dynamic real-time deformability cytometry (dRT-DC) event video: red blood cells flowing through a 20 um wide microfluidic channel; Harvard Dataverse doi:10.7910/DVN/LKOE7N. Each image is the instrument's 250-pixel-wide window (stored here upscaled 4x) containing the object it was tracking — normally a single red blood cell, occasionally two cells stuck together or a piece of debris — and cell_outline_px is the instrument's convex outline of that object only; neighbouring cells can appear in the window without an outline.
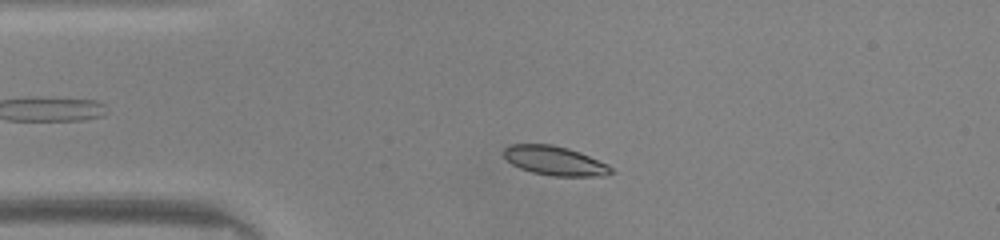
{"species": "common noctule bat (a hibernating species)", "species_latin": "Nyctalus noctula", "temperature_condition": "warm", "stored_images_in_passage": 45, "camera_frame_rate_fps": 3000, "um_per_image_px": 0.085, "animal": {"sex": "male", "body_mass_g": 20.0, "forearm_length_mm": 53.3}, "frame": {"image": 1, "passage_image": 7, "time_ms": 2.0, "image_size_px": [1000, 240], "cell_outline_px": [[616, 172], [604, 176], [552, 176], [532, 172], [520, 168], [512, 164], [504, 156], [504, 148], [508, 144], [552, 144], [568, 148], [580, 152], [608, 164]], "centroid_in_image_um": [47.18, 13.66], "position_along_channel_um": 37.8, "area_um2": 18.38}}
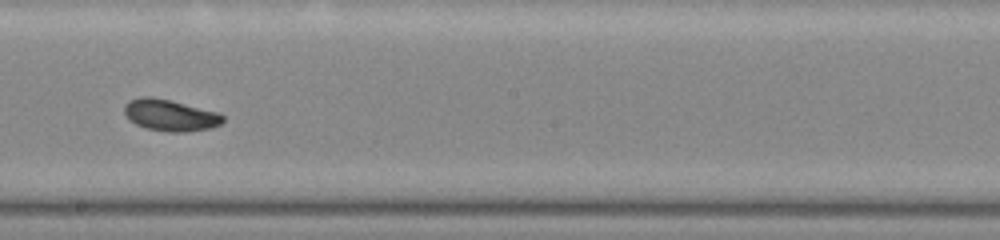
{"frame": {"image": 2, "passage_image": 23, "time_ms": 7.333, "image_size_px": [1000, 240], "cell_outline_px": [[224, 120], [220, 124], [208, 128], [184, 132], [168, 132], [148, 128], [136, 124], [124, 112], [124, 104], [128, 100], [140, 96], [152, 96], [220, 112], [224, 116]], "centroid_in_image_um": [14.47, 9.77], "position_along_channel_um": 233.7, "area_um2": 18.03}}
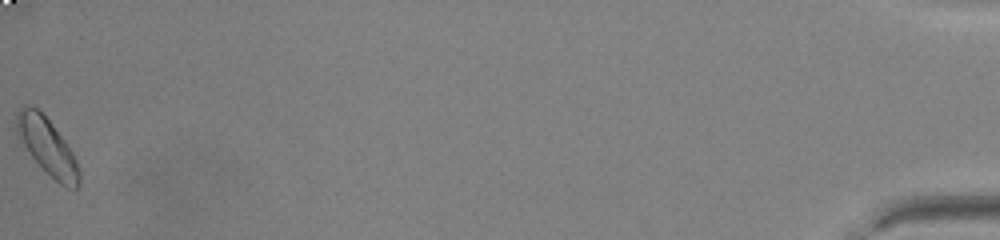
{"frame": {"image": 3, "passage_image": 45, "time_ms": 14.667, "image_size_px": [1000, 240], "cell_outline_px": [[80, 184], [76, 188], [64, 188], [32, 156], [20, 140], [16, 132], [16, 112], [24, 104], [28, 104], [36, 108], [52, 124], [64, 140], [72, 152], [80, 168]], "centroid_in_image_um": [4.02, 12.44], "position_along_channel_um": 431.2, "area_um2": 20.29}, "authors_computed_cell_mechanics": {"area_um2": 17.9758, "velocity_mm_per_s": 4.1379, "shape_relaxation_time_tau1_ms": 6.5366, "shape_relaxation_time_tau2_ms": 3.5614, "deformation_change_tau1": 0.1585, "deformation_change_tau2": 0.0625}}